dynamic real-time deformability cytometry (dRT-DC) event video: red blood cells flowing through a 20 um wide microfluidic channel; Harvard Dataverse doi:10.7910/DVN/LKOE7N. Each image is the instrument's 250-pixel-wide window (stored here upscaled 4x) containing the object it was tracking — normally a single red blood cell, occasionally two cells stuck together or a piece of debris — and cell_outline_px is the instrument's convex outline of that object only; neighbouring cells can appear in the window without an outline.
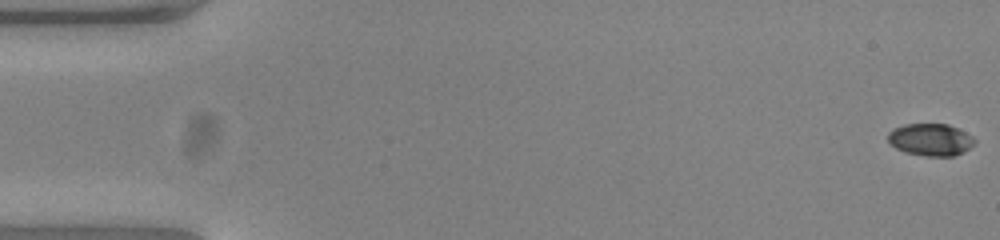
{"species": "common noctule bat (a hibernating species)", "species_latin": "Nyctalus noctula", "temperature_condition": "warm", "stored_images_in_passage": 50, "segment_of_instrument_passage": [1, 2], "camera_frame_rate_fps": 3000, "um_per_image_px": 0.085, "animal": {"sex": "female", "body_mass_g": 23.0, "forearm_length_mm": 53.4}, "frame": {"image": 1, "passage_image": 1, "time_ms": 0.0, "image_size_px": [1000, 240], "cell_outline_px": [[976, 140], [964, 152], [952, 156], [924, 156], [908, 152], [896, 148], [888, 144], [888, 132], [904, 124], [948, 124], [972, 136]], "centroid_in_image_um": [79.07, 11.87], "position_along_channel_um": 5.9, "area_um2": 16.07}}
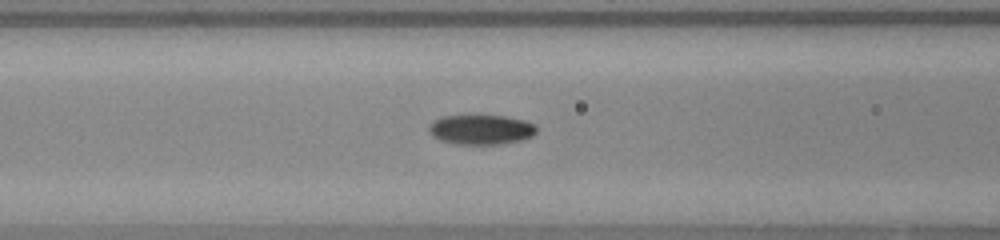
{"frame": {"image": 2, "passage_image": 22, "time_ms": 7.0, "image_size_px": [1000, 240], "cell_outline_px": [[536, 132], [532, 136], [520, 140], [496, 144], [456, 144], [440, 140], [432, 136], [428, 132], [428, 124], [440, 116], [504, 116], [524, 120], [536, 124]], "centroid_in_image_um": [40.85, 11.01], "position_along_channel_um": 125.8, "area_um2": 18.67}}
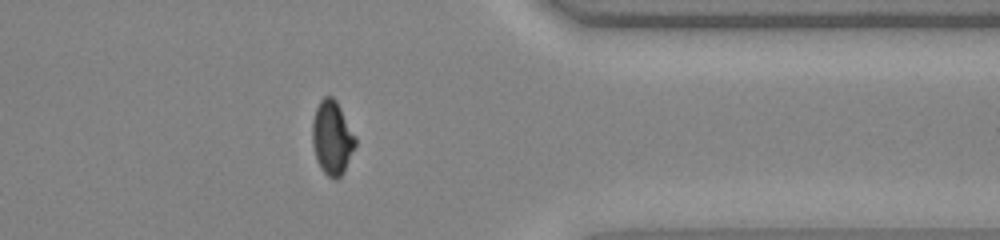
{"frame": {"image": 3, "passage_image": 43, "time_ms": 14.0, "image_size_px": [1000, 240], "cell_outline_px": [[356, 144], [344, 172], [336, 180], [332, 180], [320, 168], [316, 160], [312, 144], [312, 120], [316, 108], [320, 100], [324, 96], [332, 96], [336, 100], [356, 136]], "centroid_in_image_um": [28.22, 11.72], "position_along_channel_um": 383.2, "area_um2": 18.73}}